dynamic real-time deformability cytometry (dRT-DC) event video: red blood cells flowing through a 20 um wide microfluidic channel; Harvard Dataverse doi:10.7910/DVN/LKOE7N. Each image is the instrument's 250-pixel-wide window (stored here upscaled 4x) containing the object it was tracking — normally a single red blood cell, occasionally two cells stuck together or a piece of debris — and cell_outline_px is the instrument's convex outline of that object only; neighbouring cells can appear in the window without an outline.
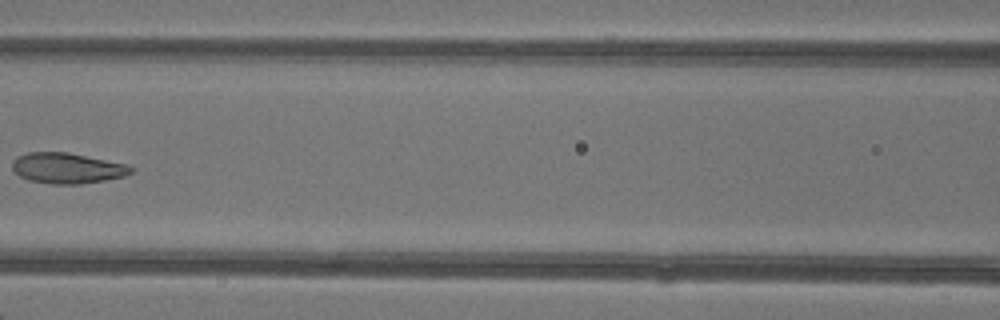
{"species": "common noctule bat (a hibernating species)", "species_latin": "Nyctalus noctula", "temperature_condition": "warm", "stored_images_in_passage": 5, "camera_frame_rate_fps": 3000, "um_per_image_px": 0.085, "animal": {"sex": "female"}, "frame": {"image": 1, "passage_image": 5, "time_ms": 4.667, "image_size_px": [1000, 320], "cell_outline_px": [[136, 168], [132, 172], [124, 176], [104, 180], [80, 184], [52, 184], [28, 180], [20, 176], [12, 168], [12, 160], [16, 156], [28, 152], [68, 152], [128, 164]], "centroid_in_image_um": [5.72, 14.28], "position_along_channel_um": 160.9, "area_um2": 21.33}}